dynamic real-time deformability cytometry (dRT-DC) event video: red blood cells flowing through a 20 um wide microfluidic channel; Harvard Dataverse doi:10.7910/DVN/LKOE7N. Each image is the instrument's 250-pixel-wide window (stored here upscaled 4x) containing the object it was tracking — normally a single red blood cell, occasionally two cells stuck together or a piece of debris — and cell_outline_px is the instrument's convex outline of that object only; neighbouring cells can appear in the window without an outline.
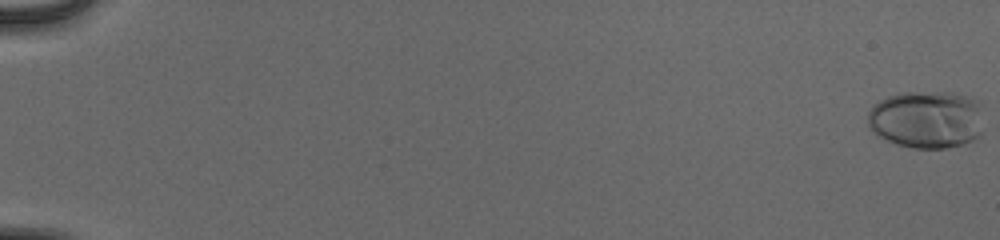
{"species": "human", "species_latin": "Homo sapiens", "temperature_condition": "cold", "stored_images_in_passage": 56, "camera_frame_rate_fps": 3000, "um_per_image_px": 0.085, "donor": {"sex": "male"}, "frame": {"image": 1, "passage_image": 1, "time_ms": 0.0, "image_size_px": [1000, 240], "cell_outline_px": [[980, 136], [964, 144], [944, 148], [912, 148], [896, 144], [872, 132], [868, 124], [868, 112], [872, 104], [888, 96], [900, 92], [952, 92], [980, 100]], "centroid_in_image_um": [78.73, 10.14], "position_along_channel_um": 6.3, "area_um2": 39.19}}
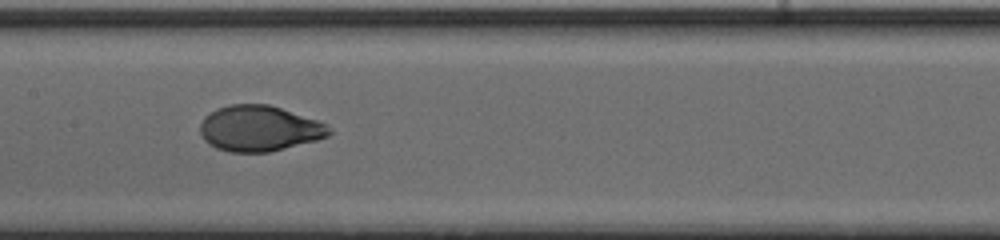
{"frame": {"image": 2, "passage_image": 31, "time_ms": 10.0, "image_size_px": [1000, 240], "cell_outline_px": [[332, 132], [328, 136], [316, 140], [268, 152], [228, 152], [216, 148], [208, 144], [204, 140], [200, 132], [200, 124], [204, 116], [216, 108], [228, 104], [268, 104], [328, 124]], "centroid_in_image_um": [22.0, 10.92], "position_along_channel_um": 185.4, "area_um2": 34.33}}
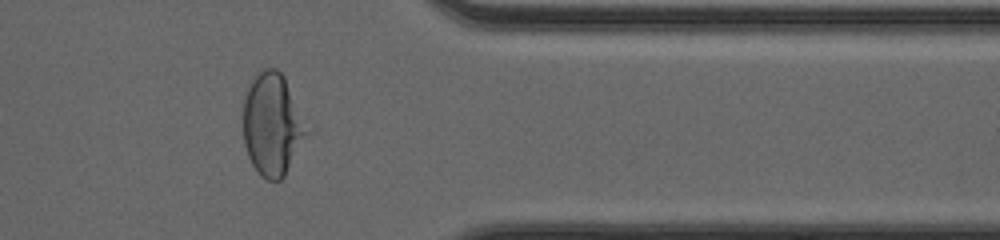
{"frame": {"image": 3, "passage_image": 47, "time_ms": 15.333, "image_size_px": [1000, 240], "cell_outline_px": [[312, 132], [284, 176], [280, 180], [268, 180], [260, 176], [252, 164], [248, 156], [244, 144], [244, 100], [248, 88], [252, 80], [264, 68], [276, 68], [284, 76]], "centroid_in_image_um": [23.21, 10.61], "position_along_channel_um": 388.2, "area_um2": 38.32}, "authors_computed_cell_mechanics": {"area_um2": 34.5066, "velocity_mm_per_s": 3.9578, "shape_relaxation_time_tau1_ms": 4.4404, "shape_relaxation_time_tau2_ms": null, "deformation_change_tau1": 0.227, "deformation_change_tau2": null}}